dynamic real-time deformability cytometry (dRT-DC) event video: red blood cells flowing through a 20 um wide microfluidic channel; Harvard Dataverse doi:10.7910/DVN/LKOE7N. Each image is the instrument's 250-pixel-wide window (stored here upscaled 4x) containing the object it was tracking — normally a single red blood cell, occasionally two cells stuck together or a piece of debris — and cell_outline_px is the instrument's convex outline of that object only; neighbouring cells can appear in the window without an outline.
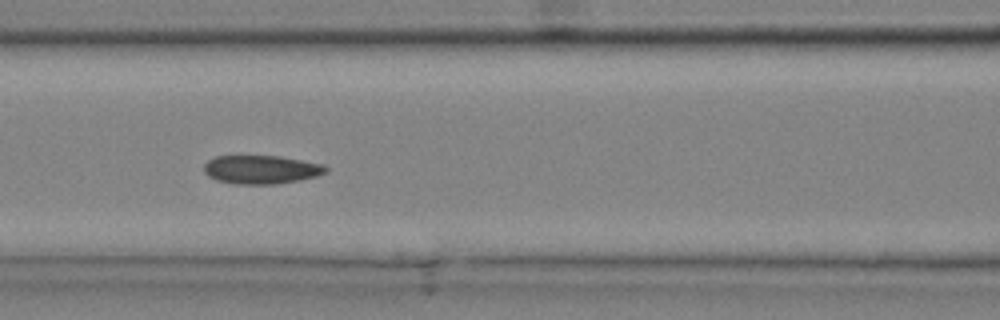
{"species": "common noctule bat (a hibernating species)", "species_latin": "Nyctalus noctula", "temperature_condition": "cold", "stored_images_in_passage": 6, "camera_frame_rate_fps": 3000, "um_per_image_px": 0.085, "animal": {"sex": "male", "body_mass_g": 20.4}, "frame": {"image": 1, "passage_image": 5, "time_ms": 1.333, "image_size_px": [1000, 320], "cell_outline_px": [[440, 212], [432, 216], [408, 220], [396, 220], [344, 216], [336, 212], [340, 208], [348, 204], [384, 200], [396, 200], [440, 204]], "centroid_in_image_um": [33.19, 17.85], "position_along_channel_um": 133.4, "area_um2": 11.44}}